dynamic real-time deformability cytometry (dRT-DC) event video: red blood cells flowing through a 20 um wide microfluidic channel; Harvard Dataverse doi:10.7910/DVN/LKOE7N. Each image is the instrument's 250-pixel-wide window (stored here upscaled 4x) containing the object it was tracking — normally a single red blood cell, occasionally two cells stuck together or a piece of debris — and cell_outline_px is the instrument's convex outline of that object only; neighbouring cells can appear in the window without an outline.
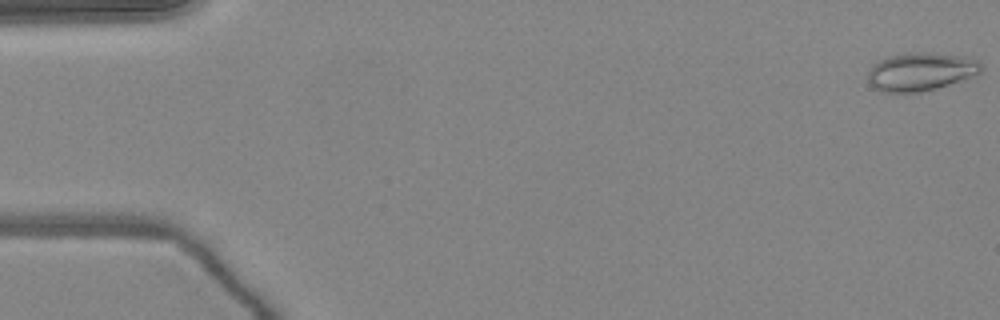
{"species": "common noctule bat (a hibernating species)", "species_latin": "Nyctalus noctula", "temperature_condition": "warm", "stored_images_in_passage": 51, "camera_frame_rate_fps": 3000, "um_per_image_px": 0.085, "animal": {"sex": "female", "body_mass_g": 24.6, "forearm_length_mm": 56.2}, "frame": {"image": 1, "passage_image": 1, "time_ms": 0.0, "image_size_px": [1000, 320], "cell_outline_px": [[984, 68], [980, 72], [960, 80], [936, 88], [920, 92], [884, 92], [872, 88], [868, 80], [868, 72], [880, 60], [888, 56], [908, 52], [928, 52], [964, 56], [976, 60]], "centroid_in_image_um": [78.24, 6.08], "position_along_channel_um": 6.8, "area_um2": 24.97}}
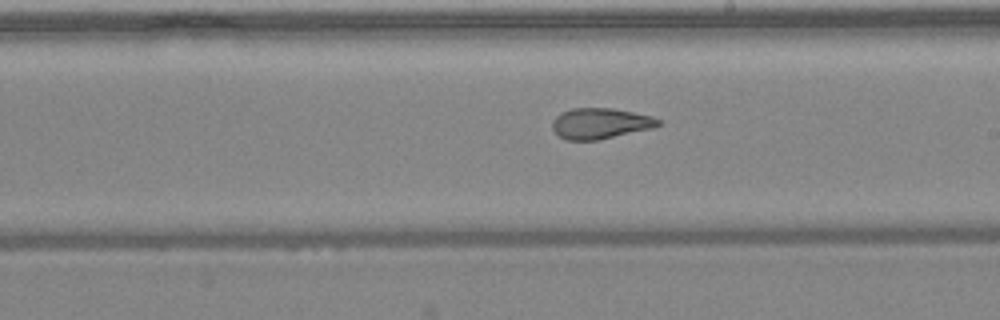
{"frame": {"image": 2, "passage_image": 29, "time_ms": 9.333, "image_size_px": [1000, 320], "cell_outline_px": [[660, 124], [652, 128], [600, 140], [568, 140], [560, 136], [552, 128], [552, 120], [556, 116], [572, 108], [612, 108], [652, 116], [660, 120]], "centroid_in_image_um": [51.02, 10.49], "position_along_channel_um": 238.0, "area_um2": 18.84}}
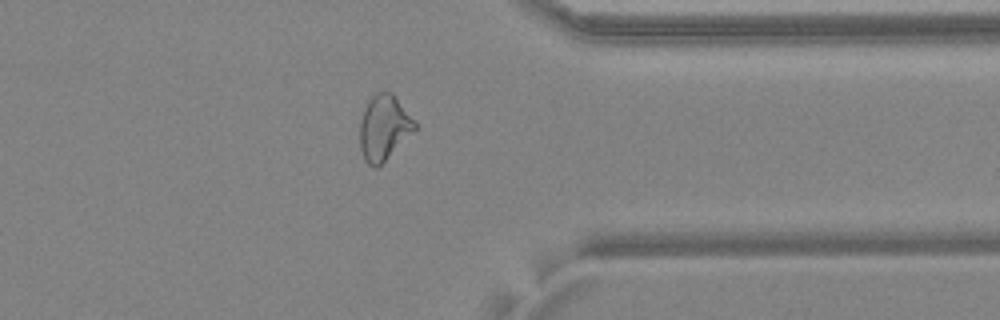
{"frame": {"image": 3, "passage_image": 40, "time_ms": 13.0, "image_size_px": [1000, 320], "cell_outline_px": [[416, 128], [376, 168], [368, 164], [364, 160], [360, 148], [360, 120], [364, 108], [368, 100], [376, 92], [392, 92], [416, 124]], "centroid_in_image_um": [32.58, 10.83], "position_along_channel_um": 378.8, "area_um2": 20.29}, "authors_computed_cell_mechanics": {"area_um2": 21.7906, "velocity_mm_per_s": 4.0764, "shape_relaxation_time_tau1_ms": null, "shape_relaxation_time_tau2_ms": 1.6026, "deformation_change_tau1": null, "deformation_change_tau2": 0.0894}}